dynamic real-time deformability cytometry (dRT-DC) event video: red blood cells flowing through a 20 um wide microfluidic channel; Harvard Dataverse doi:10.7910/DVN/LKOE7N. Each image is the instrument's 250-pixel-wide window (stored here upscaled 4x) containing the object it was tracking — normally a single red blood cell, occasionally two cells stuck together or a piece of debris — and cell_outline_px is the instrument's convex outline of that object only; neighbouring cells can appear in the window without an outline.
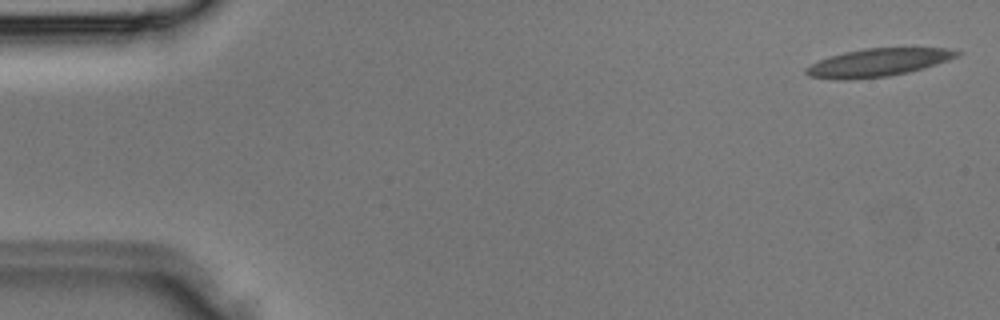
{"species": "Egyptian fruit bat (a non-hibernating species)", "species_latin": "Rousettus aegyptiacus", "temperature_condition": "room temperature", "stored_images_in_passage": 34, "camera_frame_rate_fps": 3000, "um_per_image_px": 0.085, "animal": {"sex": "male"}, "frame": {"image": 1, "passage_image": 1, "time_ms": 0.0, "image_size_px": [1000, 320], "cell_outline_px": [[964, 52], [948, 60], [924, 68], [908, 72], [888, 76], [848, 80], [836, 80], [808, 76], [804, 72], [804, 68], [828, 56], [844, 52], [864, 48], [944, 48]], "centroid_in_image_um": [74.58, 5.32], "position_along_channel_um": 10.4, "area_um2": 24.57}}
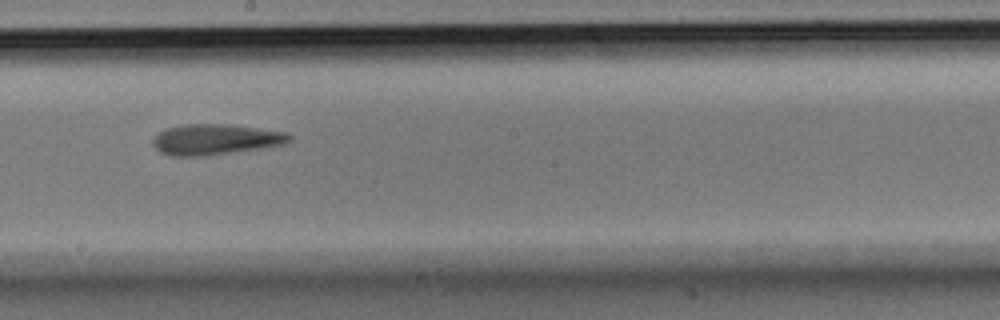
{"frame": {"image": 2, "passage_image": 19, "time_ms": 6.0, "image_size_px": [1000, 320], "cell_outline_px": [[292, 140], [284, 144], [264, 148], [208, 156], [168, 156], [160, 152], [152, 144], [152, 140], [160, 132], [168, 128], [188, 124], [228, 124], [288, 132], [292, 136]], "centroid_in_image_um": [18.35, 11.87], "position_along_channel_um": 229.8, "area_um2": 24.57}}
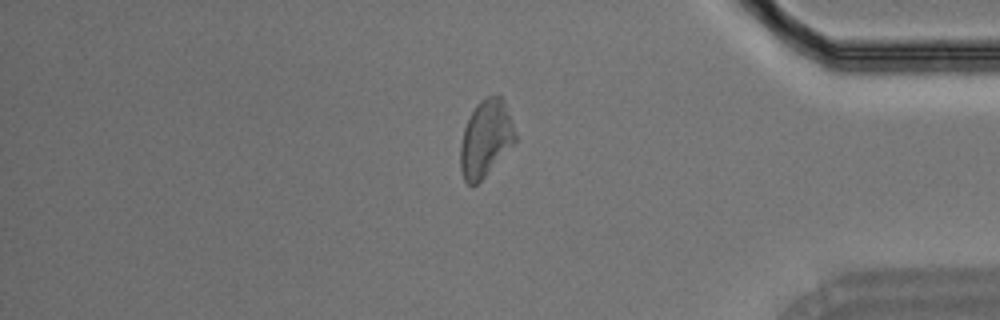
{"frame": {"image": 3, "passage_image": 29, "time_ms": 9.333, "image_size_px": [1000, 320], "cell_outline_px": [[516, 140], [484, 176], [472, 188], [464, 180], [460, 168], [460, 144], [464, 128], [476, 104], [484, 96], [500, 96], [504, 100], [516, 136]], "centroid_in_image_um": [41.25, 11.77], "position_along_channel_um": 394.0, "area_um2": 24.04}}